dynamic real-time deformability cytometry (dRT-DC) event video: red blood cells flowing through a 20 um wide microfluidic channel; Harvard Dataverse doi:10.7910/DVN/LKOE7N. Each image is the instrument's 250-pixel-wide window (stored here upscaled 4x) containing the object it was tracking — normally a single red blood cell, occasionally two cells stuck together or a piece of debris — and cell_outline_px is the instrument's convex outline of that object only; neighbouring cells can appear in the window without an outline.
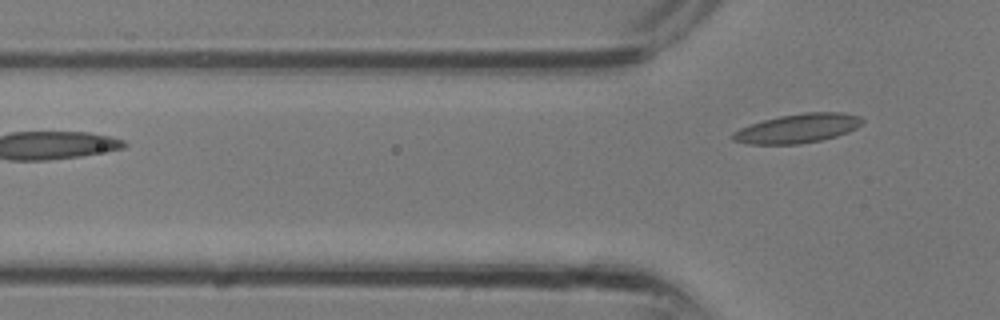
{"species": "common noctule bat (a hibernating species)", "species_latin": "Nyctalus noctula", "temperature_condition": "room temperature", "stored_images_in_passage": 9, "segment_of_instrument_passage": [2, 2], "camera_frame_rate_fps": 3000, "um_per_image_px": 0.085, "animal": {"sex": "male", "body_mass_g": 13.3}, "frame": {"image": 1, "passage_image": 9, "time_ms": 2.667, "image_size_px": [1000, 320], "cell_outline_px": [[864, 120], [856, 128], [848, 132], [836, 136], [820, 140], [800, 144], [748, 144], [732, 140], [732, 132], [740, 128], [764, 120], [780, 116], [804, 112], [844, 112], [860, 116]], "centroid_in_image_um": [67.81, 10.91], "position_along_channel_um": 58.0, "area_um2": 21.91}}